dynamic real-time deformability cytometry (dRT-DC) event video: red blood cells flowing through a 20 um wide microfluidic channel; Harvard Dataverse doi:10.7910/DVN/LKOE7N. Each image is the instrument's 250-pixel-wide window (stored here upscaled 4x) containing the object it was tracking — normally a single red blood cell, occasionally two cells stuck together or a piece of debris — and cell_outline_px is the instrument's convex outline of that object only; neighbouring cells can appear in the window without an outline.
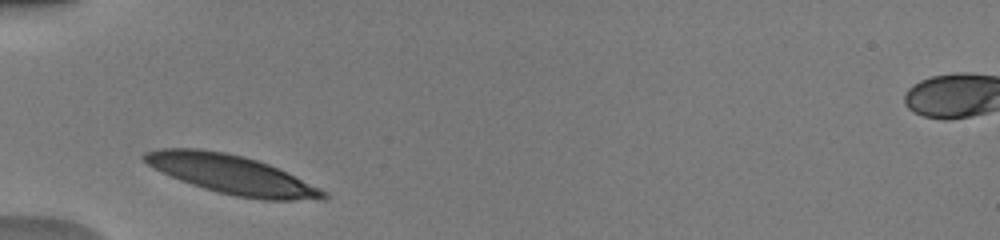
{"species": "human", "species_latin": "Homo sapiens", "temperature_condition": "warm", "stored_images_in_passage": 3, "camera_frame_rate_fps": 3000, "um_per_image_px": 0.085, "donor": {"sex": "male"}, "frame": {"image": 1, "passage_image": 1, "time_ms": 0.0, "image_size_px": [1000, 240], "cell_outline_px": [[328, 200], [264, 200], [236, 196], [204, 188], [180, 180], [148, 164], [140, 156], [144, 152], [160, 148], [196, 148], [224, 152], [244, 156], [268, 164], [328, 192]], "centroid_in_image_um": [19.72, 14.83], "position_along_channel_um": 65.3, "area_um2": 40.06}}